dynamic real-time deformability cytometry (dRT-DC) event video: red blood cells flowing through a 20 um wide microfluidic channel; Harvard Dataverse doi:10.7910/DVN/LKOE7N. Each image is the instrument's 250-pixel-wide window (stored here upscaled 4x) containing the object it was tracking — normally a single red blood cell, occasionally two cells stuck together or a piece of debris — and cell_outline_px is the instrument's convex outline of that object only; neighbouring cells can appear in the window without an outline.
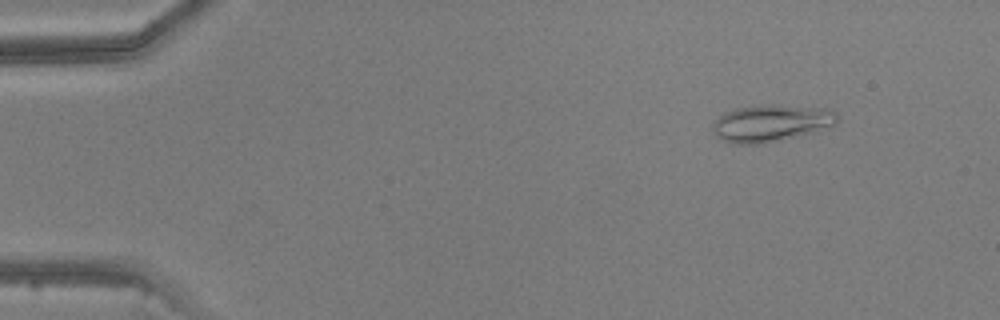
{"species": "common noctule bat (a hibernating species)", "species_latin": "Nyctalus noctula", "temperature_condition": "warm", "stored_images_in_passage": 4, "camera_frame_rate_fps": 3000, "um_per_image_px": 0.085, "animal": {"sex": "male", "body_mass_g": 20.5, "forearm_length_mm": 52.5}, "frame": {"image": 1, "passage_image": 2, "time_ms": 1.333, "image_size_px": [1000, 320], "cell_outline_px": [[840, 120], [836, 124], [828, 128], [812, 132], [760, 144], [732, 144], [716, 136], [712, 128], [712, 124], [724, 112], [736, 108], [760, 104], [832, 108], [836, 112]], "centroid_in_image_um": [65.57, 10.45], "position_along_channel_um": 19.4, "area_um2": 26.99}}